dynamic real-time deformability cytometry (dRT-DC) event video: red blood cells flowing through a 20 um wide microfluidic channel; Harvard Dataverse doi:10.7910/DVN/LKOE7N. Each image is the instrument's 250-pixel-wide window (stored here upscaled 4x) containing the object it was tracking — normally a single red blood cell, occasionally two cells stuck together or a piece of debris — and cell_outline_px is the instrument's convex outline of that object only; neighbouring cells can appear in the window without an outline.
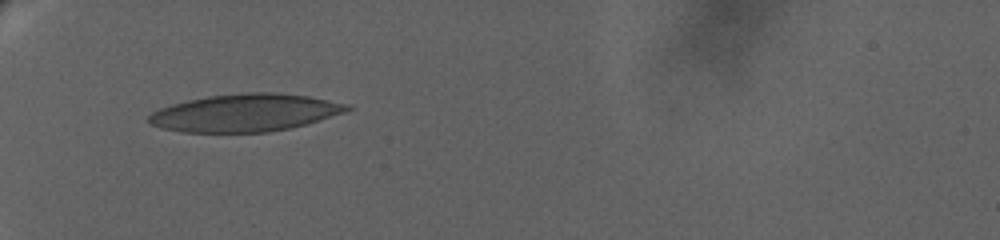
{"species": "human", "species_latin": "Homo sapiens", "temperature_condition": "warm", "stored_images_in_passage": 12, "camera_frame_rate_fps": 3000, "um_per_image_px": 0.085, "donor": {"sex": "female"}, "frame": {"image": 1, "passage_image": 1, "time_ms": 0.0, "image_size_px": [1000, 240], "cell_outline_px": [[352, 108], [344, 112], [308, 124], [268, 132], [184, 132], [164, 128], [152, 124], [148, 120], [148, 116], [152, 112], [160, 108], [172, 104], [188, 100], [208, 96], [248, 92], [276, 92], [308, 96], [348, 104]], "centroid_in_image_um": [20.85, 9.58], "position_along_channel_um": 64.2, "area_um2": 43.12}}
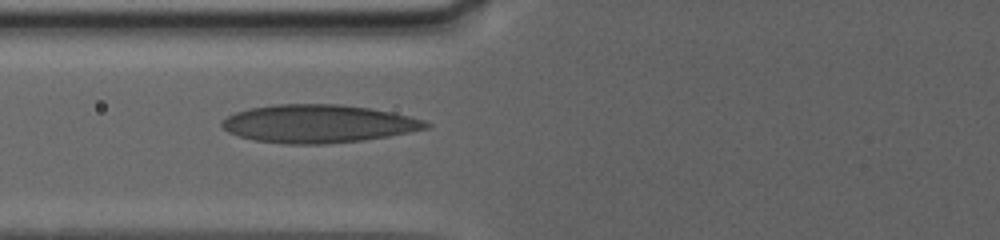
{"frame": {"image": 2, "passage_image": 11, "time_ms": 1.667, "image_size_px": [1000, 240], "cell_outline_px": [[432, 124], [428, 128], [388, 136], [360, 140], [324, 144], [284, 144], [252, 140], [228, 132], [220, 124], [228, 116], [236, 112], [252, 108], [272, 104], [340, 104], [368, 108], [392, 112], [424, 120]], "centroid_in_image_um": [27.04, 10.51], "position_along_channel_um": 98.8, "area_um2": 45.03}}